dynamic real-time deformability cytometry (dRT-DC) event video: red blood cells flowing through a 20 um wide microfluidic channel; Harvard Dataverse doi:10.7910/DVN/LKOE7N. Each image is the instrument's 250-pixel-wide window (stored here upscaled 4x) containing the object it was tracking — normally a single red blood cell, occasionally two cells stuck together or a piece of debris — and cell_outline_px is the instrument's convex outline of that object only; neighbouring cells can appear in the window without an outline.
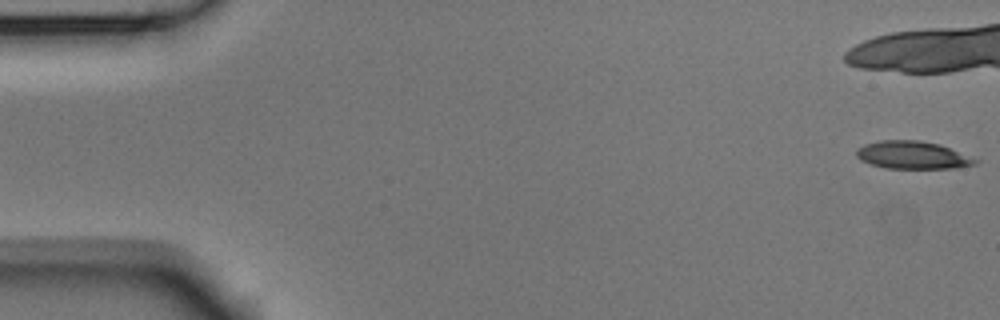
{"species": "Egyptian fruit bat (a non-hibernating species)", "species_latin": "Rousettus aegyptiacus", "temperature_condition": "room temperature", "stored_images_in_passage": 6, "camera_frame_rate_fps": 3000, "um_per_image_px": 0.085, "animal": {"sex": "male"}, "frame": {"image": 1, "passage_image": 1, "time_ms": 0.0, "image_size_px": [1000, 320], "cell_outline_px": [[980, 160], [976, 164], [956, 168], [888, 168], [872, 164], [860, 160], [856, 156], [856, 148], [864, 144], [880, 140], [920, 140], [940, 144]], "centroid_in_image_um": [77.57, 13.17], "position_along_channel_um": 7.4, "area_um2": 19.25}}
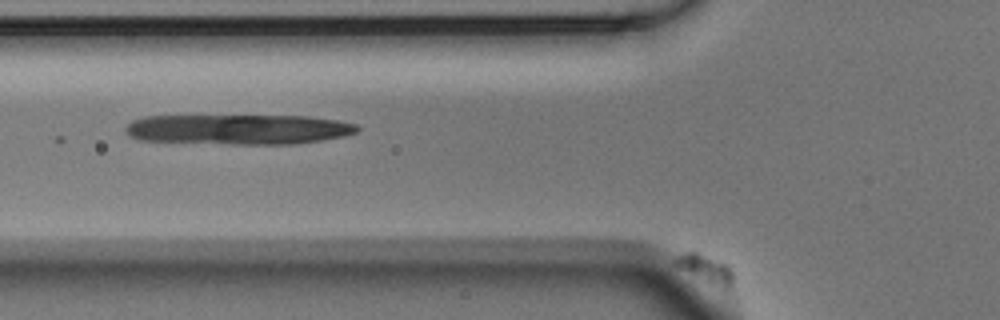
{"frame": {"image": 2, "passage_image": 6, "time_ms": 1.667, "image_size_px": [1000, 320], "cell_outline_px": [[732, 288], [728, 292], [720, 292], [676, 268], [672, 264], [672, 260], [680, 252], [696, 252], [720, 260], [728, 264], [732, 268]], "centroid_in_image_um": [59.97, 22.95], "position_along_channel_um": 65.8, "area_um2": 10.81}}